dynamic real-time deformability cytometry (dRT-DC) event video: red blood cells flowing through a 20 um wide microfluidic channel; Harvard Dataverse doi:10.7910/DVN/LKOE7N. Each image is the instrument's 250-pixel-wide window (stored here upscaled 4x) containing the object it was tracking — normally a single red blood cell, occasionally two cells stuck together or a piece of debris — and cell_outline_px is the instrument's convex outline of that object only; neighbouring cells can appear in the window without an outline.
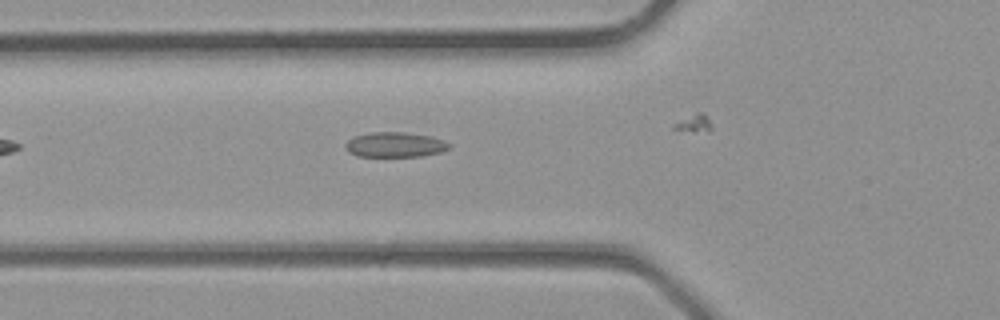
{"species": "common noctule bat (a hibernating species)", "species_latin": "Nyctalus noctula", "temperature_condition": "room temperature", "stored_images_in_passage": 2, "camera_frame_rate_fps": 3000, "um_per_image_px": 0.085, "animal": {"sex": "male", "body_mass_g": 23.1, "forearm_length_mm": 52.7}, "frame": {"image": 1, "passage_image": 2, "time_ms": 0.333, "image_size_px": [1000, 320], "cell_outline_px": [[452, 148], [440, 152], [420, 156], [356, 156], [348, 152], [344, 148], [344, 144], [348, 140], [356, 136], [368, 132], [404, 132], [428, 136], [444, 140], [452, 144]], "centroid_in_image_um": [33.57, 12.3], "position_along_channel_um": 92.2, "area_um2": 15.2}}